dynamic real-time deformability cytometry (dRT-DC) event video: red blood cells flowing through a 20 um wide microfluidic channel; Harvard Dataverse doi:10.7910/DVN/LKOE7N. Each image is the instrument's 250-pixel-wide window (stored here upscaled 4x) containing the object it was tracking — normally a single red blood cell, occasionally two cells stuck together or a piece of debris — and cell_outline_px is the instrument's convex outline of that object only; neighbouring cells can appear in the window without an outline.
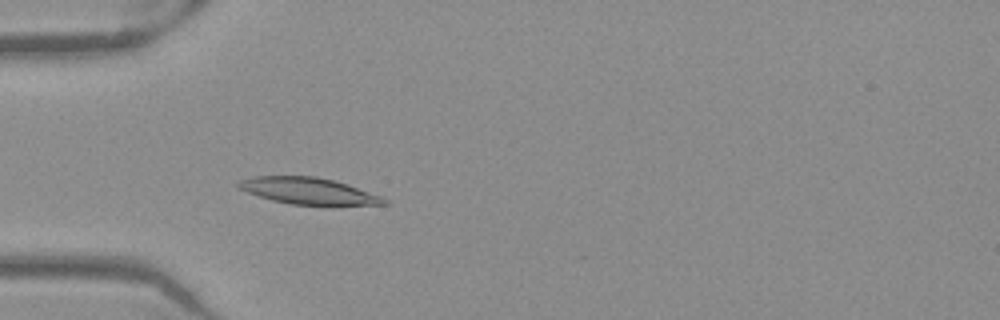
{"species": "Egyptian fruit bat (a non-hibernating species)", "species_latin": "Rousettus aegyptiacus", "temperature_condition": "warm", "stored_images_in_passage": 42, "camera_frame_rate_fps": 3000, "um_per_image_px": 0.085, "frame": {"image": 1, "passage_image": 6, "time_ms": 1.667, "image_size_px": [1000, 320], "cell_outline_px": [[388, 204], [332, 208], [292, 204], [272, 200], [248, 192], [240, 188], [236, 184], [240, 180], [252, 176], [316, 176], [348, 184], [380, 196], [388, 200]], "centroid_in_image_um": [26.33, 16.28], "position_along_channel_um": 58.7, "area_um2": 23.35}}
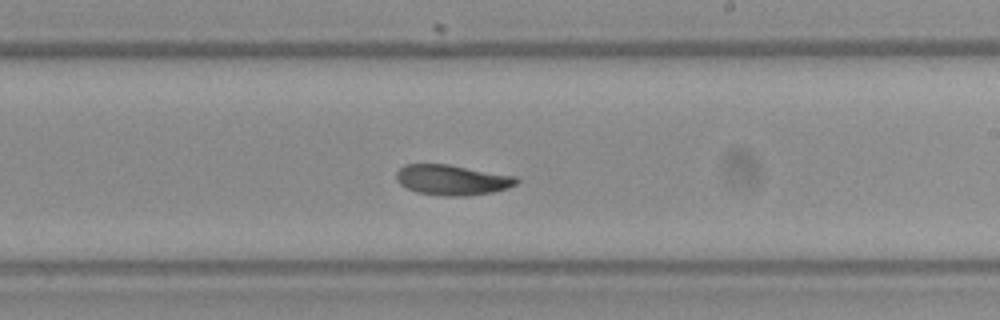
{"frame": {"image": 2, "passage_image": 21, "time_ms": 6.667, "image_size_px": [1000, 320], "cell_outline_px": [[520, 180], [516, 184], [508, 188], [492, 192], [468, 196], [444, 196], [416, 192], [400, 184], [396, 180], [396, 172], [404, 164], [448, 164], [516, 176]], "centroid_in_image_um": [38.44, 15.29], "position_along_channel_um": 250.6, "area_um2": 21.33}}
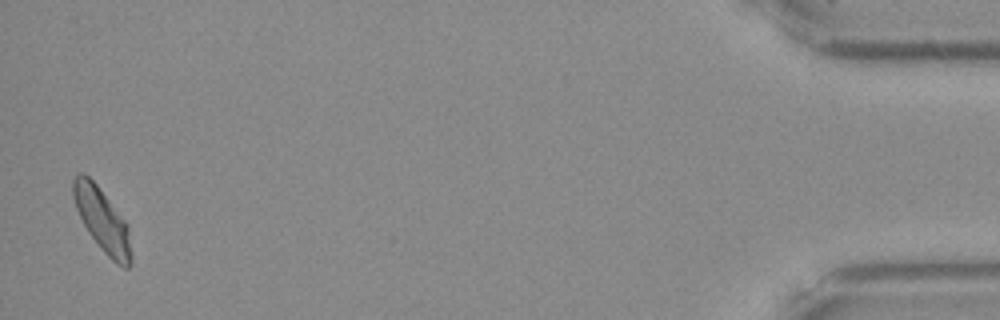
{"frame": {"image": 3, "passage_image": 41, "time_ms": 13.333, "image_size_px": [1000, 320], "cell_outline_px": [[132, 264], [128, 268], [124, 268], [116, 264], [100, 248], [88, 232], [76, 208], [72, 196], [72, 180], [80, 172], [84, 172], [96, 184], [128, 224], [132, 256]], "centroid_in_image_um": [8.7, 18.73], "position_along_channel_um": 426.5, "area_um2": 21.44}, "authors_computed_cell_mechanics": {"area_um2": 21.2415, "velocity_mm_per_s": 3.9383, "shape_relaxation_time_tau1_ms": null, "shape_relaxation_time_tau2_ms": 4.6305, "deformation_change_tau1": null, "deformation_change_tau2": 0.0881}}